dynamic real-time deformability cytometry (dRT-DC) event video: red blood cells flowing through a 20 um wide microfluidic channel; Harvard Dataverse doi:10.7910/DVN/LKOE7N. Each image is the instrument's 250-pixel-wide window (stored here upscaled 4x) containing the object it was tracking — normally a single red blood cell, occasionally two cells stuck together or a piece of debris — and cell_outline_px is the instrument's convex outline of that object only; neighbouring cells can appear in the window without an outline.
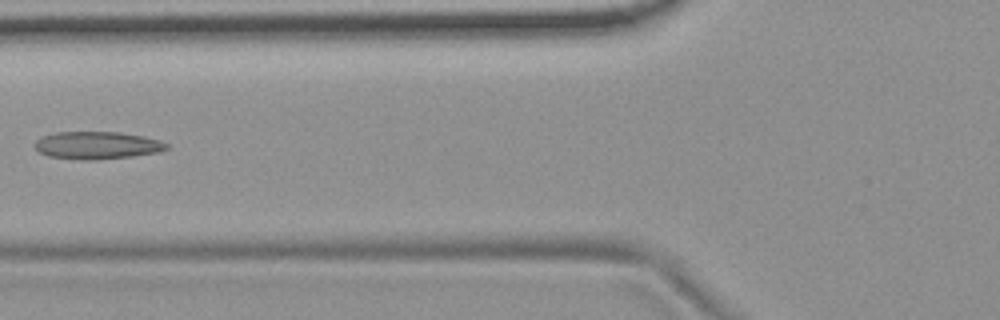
{"species": "common noctule bat (a hibernating species)", "species_latin": "Nyctalus noctula", "temperature_condition": "room temperature", "stored_images_in_passage": 5, "camera_frame_rate_fps": 3000, "um_per_image_px": 0.085, "animal": {"sex": "female", "body_mass_g": 19.9}, "frame": {"image": 1, "passage_image": 5, "time_ms": 5.333, "image_size_px": [1000, 320], "cell_outline_px": [[168, 148], [160, 152], [132, 156], [96, 160], [80, 160], [48, 156], [40, 152], [36, 148], [36, 140], [40, 136], [56, 132], [120, 132], [144, 136], [160, 140], [168, 144]], "centroid_in_image_um": [8.27, 12.35], "position_along_channel_um": 117.5, "area_um2": 21.27}}